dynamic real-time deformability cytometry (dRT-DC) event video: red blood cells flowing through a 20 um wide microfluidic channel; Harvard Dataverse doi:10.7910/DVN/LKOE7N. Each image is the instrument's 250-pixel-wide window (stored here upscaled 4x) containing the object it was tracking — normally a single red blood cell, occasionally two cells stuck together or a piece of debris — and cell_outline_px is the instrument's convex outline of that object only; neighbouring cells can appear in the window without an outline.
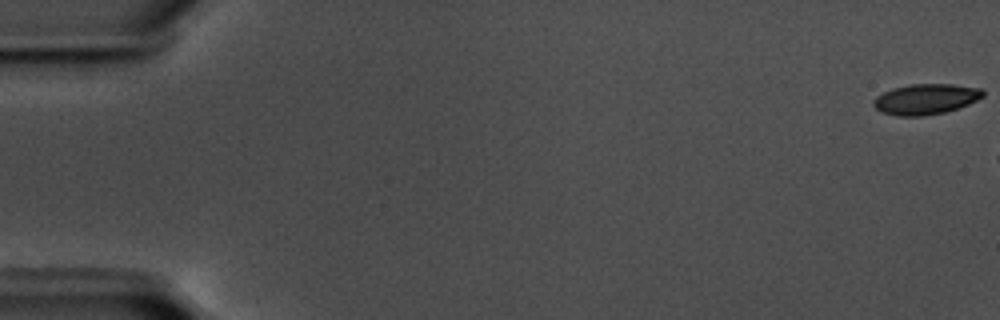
{"species": "common noctule bat (a hibernating species)", "species_latin": "Nyctalus noctula", "temperature_condition": "warm", "stored_images_in_passage": 8, "camera_frame_rate_fps": 3000, "um_per_image_px": 0.085, "animal": {"sex": "male", "body_mass_g": 17.5, "forearm_length_mm": 52.3}, "frame": {"image": 1, "passage_image": 1, "time_ms": 0.0, "image_size_px": [1000, 320], "cell_outline_px": [[984, 96], [968, 104], [944, 112], [924, 116], [896, 116], [880, 112], [872, 104], [872, 100], [876, 96], [892, 88], [908, 84], [952, 84], [984, 88]], "centroid_in_image_um": [78.66, 8.42], "position_along_channel_um": 6.3, "area_um2": 19.65}}